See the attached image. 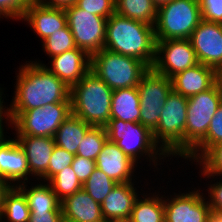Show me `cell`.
<instances>
[{
    "mask_svg": "<svg viewBox=\"0 0 222 222\" xmlns=\"http://www.w3.org/2000/svg\"><path fill=\"white\" fill-rule=\"evenodd\" d=\"M18 69L9 112H25L51 103H71L70 88L43 64L30 60Z\"/></svg>",
    "mask_w": 222,
    "mask_h": 222,
    "instance_id": "cell-1",
    "label": "cell"
},
{
    "mask_svg": "<svg viewBox=\"0 0 222 222\" xmlns=\"http://www.w3.org/2000/svg\"><path fill=\"white\" fill-rule=\"evenodd\" d=\"M104 49L134 57L151 68L156 51L154 26L115 12L107 19Z\"/></svg>",
    "mask_w": 222,
    "mask_h": 222,
    "instance_id": "cell-2",
    "label": "cell"
},
{
    "mask_svg": "<svg viewBox=\"0 0 222 222\" xmlns=\"http://www.w3.org/2000/svg\"><path fill=\"white\" fill-rule=\"evenodd\" d=\"M104 127L108 140L115 143L137 164L139 162V164H142V161L145 160V162L150 163L148 165L150 169H154L153 171L155 172L156 170L158 173L161 169L158 168V165L164 164V159L166 162L167 159L168 161L171 159L155 142L152 131L140 122L133 123L120 119H110ZM151 165L154 168H152Z\"/></svg>",
    "mask_w": 222,
    "mask_h": 222,
    "instance_id": "cell-3",
    "label": "cell"
},
{
    "mask_svg": "<svg viewBox=\"0 0 222 222\" xmlns=\"http://www.w3.org/2000/svg\"><path fill=\"white\" fill-rule=\"evenodd\" d=\"M113 90L89 70L70 88L72 114L92 126H105L111 119Z\"/></svg>",
    "mask_w": 222,
    "mask_h": 222,
    "instance_id": "cell-4",
    "label": "cell"
},
{
    "mask_svg": "<svg viewBox=\"0 0 222 222\" xmlns=\"http://www.w3.org/2000/svg\"><path fill=\"white\" fill-rule=\"evenodd\" d=\"M187 104V97L172 90L163 105L159 123L152 131L155 142L171 159L185 158Z\"/></svg>",
    "mask_w": 222,
    "mask_h": 222,
    "instance_id": "cell-5",
    "label": "cell"
},
{
    "mask_svg": "<svg viewBox=\"0 0 222 222\" xmlns=\"http://www.w3.org/2000/svg\"><path fill=\"white\" fill-rule=\"evenodd\" d=\"M150 68L142 61L102 49L91 55L90 70L112 90L137 87Z\"/></svg>",
    "mask_w": 222,
    "mask_h": 222,
    "instance_id": "cell-6",
    "label": "cell"
},
{
    "mask_svg": "<svg viewBox=\"0 0 222 222\" xmlns=\"http://www.w3.org/2000/svg\"><path fill=\"white\" fill-rule=\"evenodd\" d=\"M201 20L199 0H171L158 7L155 39H189Z\"/></svg>",
    "mask_w": 222,
    "mask_h": 222,
    "instance_id": "cell-7",
    "label": "cell"
},
{
    "mask_svg": "<svg viewBox=\"0 0 222 222\" xmlns=\"http://www.w3.org/2000/svg\"><path fill=\"white\" fill-rule=\"evenodd\" d=\"M222 103L216 82L210 89L188 98L185 125V157L206 137L210 122Z\"/></svg>",
    "mask_w": 222,
    "mask_h": 222,
    "instance_id": "cell-8",
    "label": "cell"
},
{
    "mask_svg": "<svg viewBox=\"0 0 222 222\" xmlns=\"http://www.w3.org/2000/svg\"><path fill=\"white\" fill-rule=\"evenodd\" d=\"M71 113V103H51L25 112H9V115L14 135L54 137Z\"/></svg>",
    "mask_w": 222,
    "mask_h": 222,
    "instance_id": "cell-9",
    "label": "cell"
},
{
    "mask_svg": "<svg viewBox=\"0 0 222 222\" xmlns=\"http://www.w3.org/2000/svg\"><path fill=\"white\" fill-rule=\"evenodd\" d=\"M140 96V123L153 131L158 123L166 98L172 91V81L150 68L137 86Z\"/></svg>",
    "mask_w": 222,
    "mask_h": 222,
    "instance_id": "cell-10",
    "label": "cell"
},
{
    "mask_svg": "<svg viewBox=\"0 0 222 222\" xmlns=\"http://www.w3.org/2000/svg\"><path fill=\"white\" fill-rule=\"evenodd\" d=\"M64 10L77 48L83 49L90 56L104 49L106 18L91 14L76 5Z\"/></svg>",
    "mask_w": 222,
    "mask_h": 222,
    "instance_id": "cell-11",
    "label": "cell"
},
{
    "mask_svg": "<svg viewBox=\"0 0 222 222\" xmlns=\"http://www.w3.org/2000/svg\"><path fill=\"white\" fill-rule=\"evenodd\" d=\"M187 189L163 195L165 222H207L211 209L203 190Z\"/></svg>",
    "mask_w": 222,
    "mask_h": 222,
    "instance_id": "cell-12",
    "label": "cell"
},
{
    "mask_svg": "<svg viewBox=\"0 0 222 222\" xmlns=\"http://www.w3.org/2000/svg\"><path fill=\"white\" fill-rule=\"evenodd\" d=\"M198 63L190 39L156 41L155 60L151 67L155 72L171 79Z\"/></svg>",
    "mask_w": 222,
    "mask_h": 222,
    "instance_id": "cell-13",
    "label": "cell"
},
{
    "mask_svg": "<svg viewBox=\"0 0 222 222\" xmlns=\"http://www.w3.org/2000/svg\"><path fill=\"white\" fill-rule=\"evenodd\" d=\"M189 39L199 63L222 70V23L202 19Z\"/></svg>",
    "mask_w": 222,
    "mask_h": 222,
    "instance_id": "cell-14",
    "label": "cell"
},
{
    "mask_svg": "<svg viewBox=\"0 0 222 222\" xmlns=\"http://www.w3.org/2000/svg\"><path fill=\"white\" fill-rule=\"evenodd\" d=\"M7 137V138H6ZM0 137V178L11 187L22 183L30 184V171L26 155L16 138Z\"/></svg>",
    "mask_w": 222,
    "mask_h": 222,
    "instance_id": "cell-15",
    "label": "cell"
},
{
    "mask_svg": "<svg viewBox=\"0 0 222 222\" xmlns=\"http://www.w3.org/2000/svg\"><path fill=\"white\" fill-rule=\"evenodd\" d=\"M51 62L44 64L35 59V63L43 64L57 78L62 80L69 88L77 84L90 70L91 56L80 48H74L50 58ZM38 60V61H37Z\"/></svg>",
    "mask_w": 222,
    "mask_h": 222,
    "instance_id": "cell-16",
    "label": "cell"
},
{
    "mask_svg": "<svg viewBox=\"0 0 222 222\" xmlns=\"http://www.w3.org/2000/svg\"><path fill=\"white\" fill-rule=\"evenodd\" d=\"M139 164L128 157L115 143L106 141L96 159V167L116 183L138 180L135 176ZM136 180H135V179Z\"/></svg>",
    "mask_w": 222,
    "mask_h": 222,
    "instance_id": "cell-17",
    "label": "cell"
},
{
    "mask_svg": "<svg viewBox=\"0 0 222 222\" xmlns=\"http://www.w3.org/2000/svg\"><path fill=\"white\" fill-rule=\"evenodd\" d=\"M138 183L139 181L137 184L136 181L116 184L101 204L104 219L113 222H127L129 220L134 202L140 195L138 193H141L138 189L140 187L137 186Z\"/></svg>",
    "mask_w": 222,
    "mask_h": 222,
    "instance_id": "cell-18",
    "label": "cell"
},
{
    "mask_svg": "<svg viewBox=\"0 0 222 222\" xmlns=\"http://www.w3.org/2000/svg\"><path fill=\"white\" fill-rule=\"evenodd\" d=\"M39 36L41 43L51 34L67 26V16L63 8H48L33 1L21 19Z\"/></svg>",
    "mask_w": 222,
    "mask_h": 222,
    "instance_id": "cell-19",
    "label": "cell"
},
{
    "mask_svg": "<svg viewBox=\"0 0 222 222\" xmlns=\"http://www.w3.org/2000/svg\"><path fill=\"white\" fill-rule=\"evenodd\" d=\"M17 142L25 152L31 181H37L47 172L50 157L55 147L54 137L16 135Z\"/></svg>",
    "mask_w": 222,
    "mask_h": 222,
    "instance_id": "cell-20",
    "label": "cell"
},
{
    "mask_svg": "<svg viewBox=\"0 0 222 222\" xmlns=\"http://www.w3.org/2000/svg\"><path fill=\"white\" fill-rule=\"evenodd\" d=\"M172 90L184 97H191L210 89L217 82V71L198 63L171 78Z\"/></svg>",
    "mask_w": 222,
    "mask_h": 222,
    "instance_id": "cell-21",
    "label": "cell"
},
{
    "mask_svg": "<svg viewBox=\"0 0 222 222\" xmlns=\"http://www.w3.org/2000/svg\"><path fill=\"white\" fill-rule=\"evenodd\" d=\"M64 222H98L104 218L101 204L81 189L61 201Z\"/></svg>",
    "mask_w": 222,
    "mask_h": 222,
    "instance_id": "cell-22",
    "label": "cell"
},
{
    "mask_svg": "<svg viewBox=\"0 0 222 222\" xmlns=\"http://www.w3.org/2000/svg\"><path fill=\"white\" fill-rule=\"evenodd\" d=\"M38 182H31L30 187L27 182L17 186L25 195L30 212H62L61 201L50 184L39 180Z\"/></svg>",
    "mask_w": 222,
    "mask_h": 222,
    "instance_id": "cell-23",
    "label": "cell"
},
{
    "mask_svg": "<svg viewBox=\"0 0 222 222\" xmlns=\"http://www.w3.org/2000/svg\"><path fill=\"white\" fill-rule=\"evenodd\" d=\"M111 119L126 122H140V96L137 87L113 90Z\"/></svg>",
    "mask_w": 222,
    "mask_h": 222,
    "instance_id": "cell-24",
    "label": "cell"
},
{
    "mask_svg": "<svg viewBox=\"0 0 222 222\" xmlns=\"http://www.w3.org/2000/svg\"><path fill=\"white\" fill-rule=\"evenodd\" d=\"M143 192L136 198L127 222H165L164 201L160 189L153 193Z\"/></svg>",
    "mask_w": 222,
    "mask_h": 222,
    "instance_id": "cell-25",
    "label": "cell"
},
{
    "mask_svg": "<svg viewBox=\"0 0 222 222\" xmlns=\"http://www.w3.org/2000/svg\"><path fill=\"white\" fill-rule=\"evenodd\" d=\"M92 125L72 113L62 122L54 135L55 145L76 155L78 146Z\"/></svg>",
    "mask_w": 222,
    "mask_h": 222,
    "instance_id": "cell-26",
    "label": "cell"
},
{
    "mask_svg": "<svg viewBox=\"0 0 222 222\" xmlns=\"http://www.w3.org/2000/svg\"><path fill=\"white\" fill-rule=\"evenodd\" d=\"M158 8L152 0H115V12L123 17L155 26Z\"/></svg>",
    "mask_w": 222,
    "mask_h": 222,
    "instance_id": "cell-27",
    "label": "cell"
},
{
    "mask_svg": "<svg viewBox=\"0 0 222 222\" xmlns=\"http://www.w3.org/2000/svg\"><path fill=\"white\" fill-rule=\"evenodd\" d=\"M27 199L18 187H10L5 193L0 220L2 222H29Z\"/></svg>",
    "mask_w": 222,
    "mask_h": 222,
    "instance_id": "cell-28",
    "label": "cell"
},
{
    "mask_svg": "<svg viewBox=\"0 0 222 222\" xmlns=\"http://www.w3.org/2000/svg\"><path fill=\"white\" fill-rule=\"evenodd\" d=\"M222 142V103L214 114L206 137L184 158L195 164L212 146Z\"/></svg>",
    "mask_w": 222,
    "mask_h": 222,
    "instance_id": "cell-29",
    "label": "cell"
},
{
    "mask_svg": "<svg viewBox=\"0 0 222 222\" xmlns=\"http://www.w3.org/2000/svg\"><path fill=\"white\" fill-rule=\"evenodd\" d=\"M48 183L60 201L83 188V184L74 173L72 166H68L55 174Z\"/></svg>",
    "mask_w": 222,
    "mask_h": 222,
    "instance_id": "cell-30",
    "label": "cell"
},
{
    "mask_svg": "<svg viewBox=\"0 0 222 222\" xmlns=\"http://www.w3.org/2000/svg\"><path fill=\"white\" fill-rule=\"evenodd\" d=\"M107 140L105 127L92 126L80 142L76 155L96 161L98 154L102 151Z\"/></svg>",
    "mask_w": 222,
    "mask_h": 222,
    "instance_id": "cell-31",
    "label": "cell"
},
{
    "mask_svg": "<svg viewBox=\"0 0 222 222\" xmlns=\"http://www.w3.org/2000/svg\"><path fill=\"white\" fill-rule=\"evenodd\" d=\"M116 182L109 178L97 167L83 184L85 190L96 202L102 204L106 196L116 186Z\"/></svg>",
    "mask_w": 222,
    "mask_h": 222,
    "instance_id": "cell-32",
    "label": "cell"
},
{
    "mask_svg": "<svg viewBox=\"0 0 222 222\" xmlns=\"http://www.w3.org/2000/svg\"><path fill=\"white\" fill-rule=\"evenodd\" d=\"M41 45L43 52H45L49 58L77 48L68 25L65 28L56 31L54 34H51V36L45 39Z\"/></svg>",
    "mask_w": 222,
    "mask_h": 222,
    "instance_id": "cell-33",
    "label": "cell"
},
{
    "mask_svg": "<svg viewBox=\"0 0 222 222\" xmlns=\"http://www.w3.org/2000/svg\"><path fill=\"white\" fill-rule=\"evenodd\" d=\"M208 176H222V142L212 146L196 163Z\"/></svg>",
    "mask_w": 222,
    "mask_h": 222,
    "instance_id": "cell-34",
    "label": "cell"
},
{
    "mask_svg": "<svg viewBox=\"0 0 222 222\" xmlns=\"http://www.w3.org/2000/svg\"><path fill=\"white\" fill-rule=\"evenodd\" d=\"M74 156V154L55 145L50 157L48 170L39 180L48 182L55 174L62 171L64 168L71 166Z\"/></svg>",
    "mask_w": 222,
    "mask_h": 222,
    "instance_id": "cell-35",
    "label": "cell"
},
{
    "mask_svg": "<svg viewBox=\"0 0 222 222\" xmlns=\"http://www.w3.org/2000/svg\"><path fill=\"white\" fill-rule=\"evenodd\" d=\"M199 171L200 172H198V173H200L199 175H200L201 179H202V176H203L205 181L207 179L208 180L212 179V180H210V182H208V184H206V185H208V187L205 190V191L208 192V193L205 192V195H206L205 197L208 200L211 211L222 213V179H221L222 177L218 178V177H215V176H208L201 169ZM205 178H207V179H205ZM209 183H211V184H209ZM207 194H208V196H207Z\"/></svg>",
    "mask_w": 222,
    "mask_h": 222,
    "instance_id": "cell-36",
    "label": "cell"
},
{
    "mask_svg": "<svg viewBox=\"0 0 222 222\" xmlns=\"http://www.w3.org/2000/svg\"><path fill=\"white\" fill-rule=\"evenodd\" d=\"M34 0H0V20L4 17L13 21H21L26 9Z\"/></svg>",
    "mask_w": 222,
    "mask_h": 222,
    "instance_id": "cell-37",
    "label": "cell"
},
{
    "mask_svg": "<svg viewBox=\"0 0 222 222\" xmlns=\"http://www.w3.org/2000/svg\"><path fill=\"white\" fill-rule=\"evenodd\" d=\"M75 5L106 19L115 13V0H77Z\"/></svg>",
    "mask_w": 222,
    "mask_h": 222,
    "instance_id": "cell-38",
    "label": "cell"
},
{
    "mask_svg": "<svg viewBox=\"0 0 222 222\" xmlns=\"http://www.w3.org/2000/svg\"><path fill=\"white\" fill-rule=\"evenodd\" d=\"M202 19L222 23V0H199Z\"/></svg>",
    "mask_w": 222,
    "mask_h": 222,
    "instance_id": "cell-39",
    "label": "cell"
},
{
    "mask_svg": "<svg viewBox=\"0 0 222 222\" xmlns=\"http://www.w3.org/2000/svg\"><path fill=\"white\" fill-rule=\"evenodd\" d=\"M71 166L79 181L84 184L95 170L96 161L75 155Z\"/></svg>",
    "mask_w": 222,
    "mask_h": 222,
    "instance_id": "cell-40",
    "label": "cell"
},
{
    "mask_svg": "<svg viewBox=\"0 0 222 222\" xmlns=\"http://www.w3.org/2000/svg\"><path fill=\"white\" fill-rule=\"evenodd\" d=\"M5 89L1 88L0 87V137H3L5 136L4 134L7 133V132H4L5 131V124L4 122L6 123V125L8 126V128L6 129H10L11 130V120H10V115H9V105H7V107L5 106L6 103H4V99L6 100V96L4 97L3 94H4V91ZM4 97V98H3Z\"/></svg>",
    "mask_w": 222,
    "mask_h": 222,
    "instance_id": "cell-41",
    "label": "cell"
},
{
    "mask_svg": "<svg viewBox=\"0 0 222 222\" xmlns=\"http://www.w3.org/2000/svg\"><path fill=\"white\" fill-rule=\"evenodd\" d=\"M29 222H64L62 212H31Z\"/></svg>",
    "mask_w": 222,
    "mask_h": 222,
    "instance_id": "cell-42",
    "label": "cell"
},
{
    "mask_svg": "<svg viewBox=\"0 0 222 222\" xmlns=\"http://www.w3.org/2000/svg\"><path fill=\"white\" fill-rule=\"evenodd\" d=\"M39 5H42L44 7L48 8H67L71 5H75L77 0H34Z\"/></svg>",
    "mask_w": 222,
    "mask_h": 222,
    "instance_id": "cell-43",
    "label": "cell"
},
{
    "mask_svg": "<svg viewBox=\"0 0 222 222\" xmlns=\"http://www.w3.org/2000/svg\"><path fill=\"white\" fill-rule=\"evenodd\" d=\"M10 185L3 179L0 178V214L2 211V205L5 193L10 189Z\"/></svg>",
    "mask_w": 222,
    "mask_h": 222,
    "instance_id": "cell-44",
    "label": "cell"
},
{
    "mask_svg": "<svg viewBox=\"0 0 222 222\" xmlns=\"http://www.w3.org/2000/svg\"><path fill=\"white\" fill-rule=\"evenodd\" d=\"M207 222H222V213L211 211Z\"/></svg>",
    "mask_w": 222,
    "mask_h": 222,
    "instance_id": "cell-45",
    "label": "cell"
},
{
    "mask_svg": "<svg viewBox=\"0 0 222 222\" xmlns=\"http://www.w3.org/2000/svg\"><path fill=\"white\" fill-rule=\"evenodd\" d=\"M217 83L219 84L222 92V70L217 71Z\"/></svg>",
    "mask_w": 222,
    "mask_h": 222,
    "instance_id": "cell-46",
    "label": "cell"
},
{
    "mask_svg": "<svg viewBox=\"0 0 222 222\" xmlns=\"http://www.w3.org/2000/svg\"><path fill=\"white\" fill-rule=\"evenodd\" d=\"M152 1L156 5V7L158 8L159 6L166 4V3L170 2L171 0H152Z\"/></svg>",
    "mask_w": 222,
    "mask_h": 222,
    "instance_id": "cell-47",
    "label": "cell"
},
{
    "mask_svg": "<svg viewBox=\"0 0 222 222\" xmlns=\"http://www.w3.org/2000/svg\"><path fill=\"white\" fill-rule=\"evenodd\" d=\"M98 222H113V221H109V220L103 219L102 221H98Z\"/></svg>",
    "mask_w": 222,
    "mask_h": 222,
    "instance_id": "cell-48",
    "label": "cell"
}]
</instances>
